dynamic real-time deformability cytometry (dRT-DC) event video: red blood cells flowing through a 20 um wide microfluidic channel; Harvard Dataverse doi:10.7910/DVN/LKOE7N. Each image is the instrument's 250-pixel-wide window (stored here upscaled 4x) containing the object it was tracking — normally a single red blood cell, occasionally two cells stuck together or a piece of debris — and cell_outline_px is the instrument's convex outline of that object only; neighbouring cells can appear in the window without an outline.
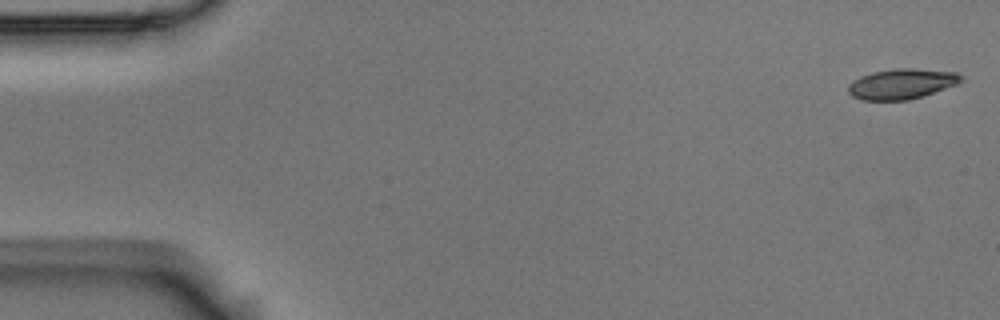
{"species": "Egyptian fruit bat (a non-hibernating species)", "species_latin": "Rousettus aegyptiacus", "temperature_condition": "room temperature", "stored_images_in_passage": 6, "segment_of_instrument_passage": [1, 2], "camera_frame_rate_fps": 3000, "um_per_image_px": 0.085, "animal": {"sex": "male"}, "frame": {"image": 1, "passage_image": 1, "time_ms": 0.0, "image_size_px": [1000, 320], "cell_outline_px": [[964, 80], [956, 84], [908, 100], [860, 100], [852, 96], [848, 92], [848, 84], [852, 80], [860, 76], [872, 72], [896, 68], [912, 68], [956, 72], [964, 76]], "centroid_in_image_um": [76.61, 7.12], "position_along_channel_um": 8.4, "area_um2": 19.88}}
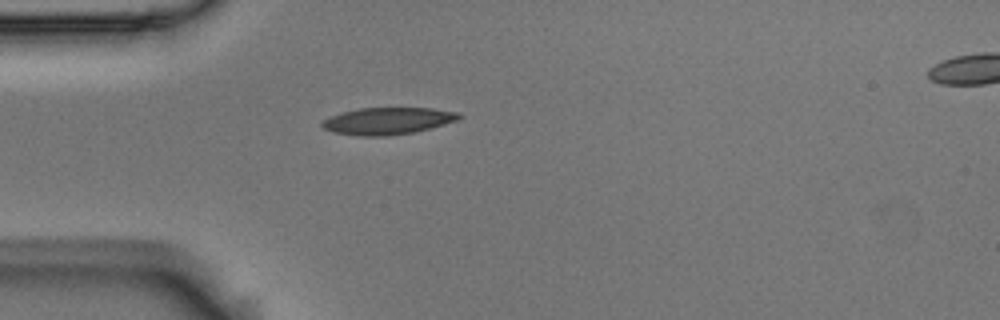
{"frame": {"image": 2, "passage_image": 5, "time_ms": 1.333, "image_size_px": [1000, 320], "cell_outline_px": [[464, 116], [460, 120], [412, 132], [388, 136], [356, 136], [332, 132], [324, 128], [320, 124], [324, 120], [332, 116], [344, 112], [360, 108], [432, 108], [460, 112]], "centroid_in_image_um": [33.0, 10.28], "position_along_channel_um": 52.0, "area_um2": 21.5}}